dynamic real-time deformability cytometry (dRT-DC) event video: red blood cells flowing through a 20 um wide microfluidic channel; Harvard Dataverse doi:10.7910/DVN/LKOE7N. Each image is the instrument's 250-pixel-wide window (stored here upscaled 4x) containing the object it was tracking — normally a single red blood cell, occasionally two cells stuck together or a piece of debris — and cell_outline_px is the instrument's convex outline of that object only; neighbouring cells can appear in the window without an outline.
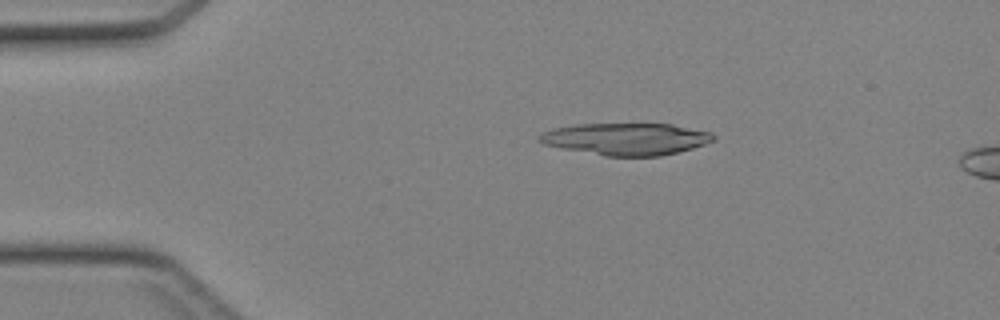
{"species": "Egyptian fruit bat (a non-hibernating species)", "species_latin": "Rousettus aegyptiacus", "temperature_condition": "cold", "stored_images_in_passage": 14, "camera_frame_rate_fps": 3000, "um_per_image_px": 0.085, "animal": {"sex": "female"}, "frame": {"image": 1, "passage_image": 1, "time_ms": 0.0, "image_size_px": [1000, 320], "cell_outline_px": [[716, 140], [692, 148], [660, 156], [604, 156], [544, 144], [536, 136], [552, 128], [576, 124], [672, 124], [712, 132], [716, 136]], "centroid_in_image_um": [53.25, 11.8], "position_along_channel_um": 31.7, "area_um2": 32.37}}